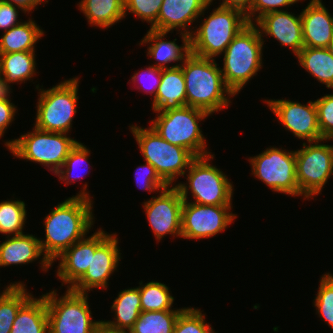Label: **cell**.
Returning a JSON list of instances; mask_svg holds the SVG:
<instances>
[{
    "mask_svg": "<svg viewBox=\"0 0 333 333\" xmlns=\"http://www.w3.org/2000/svg\"><path fill=\"white\" fill-rule=\"evenodd\" d=\"M87 187L85 182L77 195L57 204L44 218L45 240L39 238V242L51 264L65 250L88 235L94 224V201Z\"/></svg>",
    "mask_w": 333,
    "mask_h": 333,
    "instance_id": "cell-1",
    "label": "cell"
},
{
    "mask_svg": "<svg viewBox=\"0 0 333 333\" xmlns=\"http://www.w3.org/2000/svg\"><path fill=\"white\" fill-rule=\"evenodd\" d=\"M215 59L190 53L180 65L186 88V106L213 113L228 108L233 93L226 87Z\"/></svg>",
    "mask_w": 333,
    "mask_h": 333,
    "instance_id": "cell-2",
    "label": "cell"
},
{
    "mask_svg": "<svg viewBox=\"0 0 333 333\" xmlns=\"http://www.w3.org/2000/svg\"><path fill=\"white\" fill-rule=\"evenodd\" d=\"M264 40L258 27L249 23L223 53V68L220 69L226 87L234 96L262 69Z\"/></svg>",
    "mask_w": 333,
    "mask_h": 333,
    "instance_id": "cell-3",
    "label": "cell"
},
{
    "mask_svg": "<svg viewBox=\"0 0 333 333\" xmlns=\"http://www.w3.org/2000/svg\"><path fill=\"white\" fill-rule=\"evenodd\" d=\"M200 23L199 27H193L190 35L191 53L211 59L222 55L234 37L249 24L240 10L220 5Z\"/></svg>",
    "mask_w": 333,
    "mask_h": 333,
    "instance_id": "cell-4",
    "label": "cell"
},
{
    "mask_svg": "<svg viewBox=\"0 0 333 333\" xmlns=\"http://www.w3.org/2000/svg\"><path fill=\"white\" fill-rule=\"evenodd\" d=\"M212 159L214 154L196 157L183 175L187 177L188 183L179 182L174 185L184 201L203 205H232V182L220 168L210 164ZM188 194L192 196L193 201L188 199Z\"/></svg>",
    "mask_w": 333,
    "mask_h": 333,
    "instance_id": "cell-5",
    "label": "cell"
},
{
    "mask_svg": "<svg viewBox=\"0 0 333 333\" xmlns=\"http://www.w3.org/2000/svg\"><path fill=\"white\" fill-rule=\"evenodd\" d=\"M144 161L150 163L168 185L184 175L190 163L196 158L189 150L173 145L163 139L151 126L144 128L130 125Z\"/></svg>",
    "mask_w": 333,
    "mask_h": 333,
    "instance_id": "cell-6",
    "label": "cell"
},
{
    "mask_svg": "<svg viewBox=\"0 0 333 333\" xmlns=\"http://www.w3.org/2000/svg\"><path fill=\"white\" fill-rule=\"evenodd\" d=\"M157 113L151 120V127L167 142L189 150L195 157L210 155L206 138L199 122L208 116L207 112L191 106Z\"/></svg>",
    "mask_w": 333,
    "mask_h": 333,
    "instance_id": "cell-7",
    "label": "cell"
},
{
    "mask_svg": "<svg viewBox=\"0 0 333 333\" xmlns=\"http://www.w3.org/2000/svg\"><path fill=\"white\" fill-rule=\"evenodd\" d=\"M77 142L67 133L44 131L34 126L32 132L4 144L14 157L41 164L55 174Z\"/></svg>",
    "mask_w": 333,
    "mask_h": 333,
    "instance_id": "cell-8",
    "label": "cell"
},
{
    "mask_svg": "<svg viewBox=\"0 0 333 333\" xmlns=\"http://www.w3.org/2000/svg\"><path fill=\"white\" fill-rule=\"evenodd\" d=\"M79 78L64 80L52 88L40 89L36 85L38 102L34 126L50 132L69 133L77 113Z\"/></svg>",
    "mask_w": 333,
    "mask_h": 333,
    "instance_id": "cell-9",
    "label": "cell"
},
{
    "mask_svg": "<svg viewBox=\"0 0 333 333\" xmlns=\"http://www.w3.org/2000/svg\"><path fill=\"white\" fill-rule=\"evenodd\" d=\"M56 289L43 294L47 306L49 333H96L101 320H92L88 293L67 288L58 297Z\"/></svg>",
    "mask_w": 333,
    "mask_h": 333,
    "instance_id": "cell-10",
    "label": "cell"
},
{
    "mask_svg": "<svg viewBox=\"0 0 333 333\" xmlns=\"http://www.w3.org/2000/svg\"><path fill=\"white\" fill-rule=\"evenodd\" d=\"M324 141L330 139L303 142L302 148L295 151L296 178L303 200L315 198L333 176V145L324 144Z\"/></svg>",
    "mask_w": 333,
    "mask_h": 333,
    "instance_id": "cell-11",
    "label": "cell"
},
{
    "mask_svg": "<svg viewBox=\"0 0 333 333\" xmlns=\"http://www.w3.org/2000/svg\"><path fill=\"white\" fill-rule=\"evenodd\" d=\"M248 161L252 166L251 174L265 183L272 192L299 196L295 150L270 146L262 153L249 157Z\"/></svg>",
    "mask_w": 333,
    "mask_h": 333,
    "instance_id": "cell-12",
    "label": "cell"
},
{
    "mask_svg": "<svg viewBox=\"0 0 333 333\" xmlns=\"http://www.w3.org/2000/svg\"><path fill=\"white\" fill-rule=\"evenodd\" d=\"M232 205H203L184 201L181 211V238H211L227 229L236 215Z\"/></svg>",
    "mask_w": 333,
    "mask_h": 333,
    "instance_id": "cell-13",
    "label": "cell"
},
{
    "mask_svg": "<svg viewBox=\"0 0 333 333\" xmlns=\"http://www.w3.org/2000/svg\"><path fill=\"white\" fill-rule=\"evenodd\" d=\"M184 200L173 185L163 189L156 196L143 202L144 212L155 240L158 242L171 235L181 238V211ZM176 235V236H175Z\"/></svg>",
    "mask_w": 333,
    "mask_h": 333,
    "instance_id": "cell-14",
    "label": "cell"
},
{
    "mask_svg": "<svg viewBox=\"0 0 333 333\" xmlns=\"http://www.w3.org/2000/svg\"><path fill=\"white\" fill-rule=\"evenodd\" d=\"M267 107L277 116L278 121L293 135L307 142L320 141L321 132L318 126V116L315 101L301 104L287 99L263 100Z\"/></svg>",
    "mask_w": 333,
    "mask_h": 333,
    "instance_id": "cell-15",
    "label": "cell"
},
{
    "mask_svg": "<svg viewBox=\"0 0 333 333\" xmlns=\"http://www.w3.org/2000/svg\"><path fill=\"white\" fill-rule=\"evenodd\" d=\"M116 233L110 234L91 252V261L85 274L70 288L79 293H88L93 289H107L111 275L117 271L121 260Z\"/></svg>",
    "mask_w": 333,
    "mask_h": 333,
    "instance_id": "cell-16",
    "label": "cell"
},
{
    "mask_svg": "<svg viewBox=\"0 0 333 333\" xmlns=\"http://www.w3.org/2000/svg\"><path fill=\"white\" fill-rule=\"evenodd\" d=\"M101 229H97L91 236L86 235L55 259L59 260L56 275L62 281V286L67 284L66 288H71L85 274L90 265L91 252H95L110 235Z\"/></svg>",
    "mask_w": 333,
    "mask_h": 333,
    "instance_id": "cell-17",
    "label": "cell"
},
{
    "mask_svg": "<svg viewBox=\"0 0 333 333\" xmlns=\"http://www.w3.org/2000/svg\"><path fill=\"white\" fill-rule=\"evenodd\" d=\"M210 5L209 0H163L157 22L151 29L165 32L177 30L178 34L190 36L194 30L191 25L196 19L197 22L202 19Z\"/></svg>",
    "mask_w": 333,
    "mask_h": 333,
    "instance_id": "cell-18",
    "label": "cell"
},
{
    "mask_svg": "<svg viewBox=\"0 0 333 333\" xmlns=\"http://www.w3.org/2000/svg\"><path fill=\"white\" fill-rule=\"evenodd\" d=\"M295 15L287 10L273 11L264 14L254 24L262 38L268 35L274 37L281 46H287L296 56L304 47V43L301 15Z\"/></svg>",
    "mask_w": 333,
    "mask_h": 333,
    "instance_id": "cell-19",
    "label": "cell"
},
{
    "mask_svg": "<svg viewBox=\"0 0 333 333\" xmlns=\"http://www.w3.org/2000/svg\"><path fill=\"white\" fill-rule=\"evenodd\" d=\"M170 32L159 31L149 28L146 35L139 42L140 46L150 44L147 47V56L155 59V64L151 66L159 69L174 68L180 66L185 58L191 53L190 36L181 33L182 44H176V38L173 41L165 40V36ZM171 62H177L176 65H167ZM178 62H180L178 64ZM170 66V67H169Z\"/></svg>",
    "mask_w": 333,
    "mask_h": 333,
    "instance_id": "cell-20",
    "label": "cell"
},
{
    "mask_svg": "<svg viewBox=\"0 0 333 333\" xmlns=\"http://www.w3.org/2000/svg\"><path fill=\"white\" fill-rule=\"evenodd\" d=\"M300 15L304 47L327 48L333 39V15L322 0H310Z\"/></svg>",
    "mask_w": 333,
    "mask_h": 333,
    "instance_id": "cell-21",
    "label": "cell"
},
{
    "mask_svg": "<svg viewBox=\"0 0 333 333\" xmlns=\"http://www.w3.org/2000/svg\"><path fill=\"white\" fill-rule=\"evenodd\" d=\"M0 243V268L13 265H26L40 259L42 271L47 272L52 264L44 256L39 238L33 234L8 236ZM41 256V257H40Z\"/></svg>",
    "mask_w": 333,
    "mask_h": 333,
    "instance_id": "cell-22",
    "label": "cell"
},
{
    "mask_svg": "<svg viewBox=\"0 0 333 333\" xmlns=\"http://www.w3.org/2000/svg\"><path fill=\"white\" fill-rule=\"evenodd\" d=\"M152 102L153 112L186 106L185 79L180 66L161 69V82Z\"/></svg>",
    "mask_w": 333,
    "mask_h": 333,
    "instance_id": "cell-23",
    "label": "cell"
},
{
    "mask_svg": "<svg viewBox=\"0 0 333 333\" xmlns=\"http://www.w3.org/2000/svg\"><path fill=\"white\" fill-rule=\"evenodd\" d=\"M110 307L115 320H101L102 323L108 328L129 332L142 312L139 288L121 290Z\"/></svg>",
    "mask_w": 333,
    "mask_h": 333,
    "instance_id": "cell-24",
    "label": "cell"
},
{
    "mask_svg": "<svg viewBox=\"0 0 333 333\" xmlns=\"http://www.w3.org/2000/svg\"><path fill=\"white\" fill-rule=\"evenodd\" d=\"M77 5L90 26L104 30L125 18L124 0H81Z\"/></svg>",
    "mask_w": 333,
    "mask_h": 333,
    "instance_id": "cell-25",
    "label": "cell"
},
{
    "mask_svg": "<svg viewBox=\"0 0 333 333\" xmlns=\"http://www.w3.org/2000/svg\"><path fill=\"white\" fill-rule=\"evenodd\" d=\"M10 333H49L45 297L32 296L18 311Z\"/></svg>",
    "mask_w": 333,
    "mask_h": 333,
    "instance_id": "cell-26",
    "label": "cell"
},
{
    "mask_svg": "<svg viewBox=\"0 0 333 333\" xmlns=\"http://www.w3.org/2000/svg\"><path fill=\"white\" fill-rule=\"evenodd\" d=\"M44 31L31 19L21 22L2 33L0 53L35 51L36 42L44 35Z\"/></svg>",
    "mask_w": 333,
    "mask_h": 333,
    "instance_id": "cell-27",
    "label": "cell"
},
{
    "mask_svg": "<svg viewBox=\"0 0 333 333\" xmlns=\"http://www.w3.org/2000/svg\"><path fill=\"white\" fill-rule=\"evenodd\" d=\"M299 65L302 66L318 82L333 88V56L327 48L303 47L296 55Z\"/></svg>",
    "mask_w": 333,
    "mask_h": 333,
    "instance_id": "cell-28",
    "label": "cell"
},
{
    "mask_svg": "<svg viewBox=\"0 0 333 333\" xmlns=\"http://www.w3.org/2000/svg\"><path fill=\"white\" fill-rule=\"evenodd\" d=\"M36 51L0 53V75L11 83H25L36 75Z\"/></svg>",
    "mask_w": 333,
    "mask_h": 333,
    "instance_id": "cell-29",
    "label": "cell"
},
{
    "mask_svg": "<svg viewBox=\"0 0 333 333\" xmlns=\"http://www.w3.org/2000/svg\"><path fill=\"white\" fill-rule=\"evenodd\" d=\"M24 282H12L0 296V333H10L19 309L33 296Z\"/></svg>",
    "mask_w": 333,
    "mask_h": 333,
    "instance_id": "cell-30",
    "label": "cell"
},
{
    "mask_svg": "<svg viewBox=\"0 0 333 333\" xmlns=\"http://www.w3.org/2000/svg\"><path fill=\"white\" fill-rule=\"evenodd\" d=\"M184 309L141 312L129 333H173L176 320Z\"/></svg>",
    "mask_w": 333,
    "mask_h": 333,
    "instance_id": "cell-31",
    "label": "cell"
},
{
    "mask_svg": "<svg viewBox=\"0 0 333 333\" xmlns=\"http://www.w3.org/2000/svg\"><path fill=\"white\" fill-rule=\"evenodd\" d=\"M139 295L141 299L142 312L146 311H163L172 309L174 296L170 293L169 287L158 281H150L143 284L139 282Z\"/></svg>",
    "mask_w": 333,
    "mask_h": 333,
    "instance_id": "cell-32",
    "label": "cell"
},
{
    "mask_svg": "<svg viewBox=\"0 0 333 333\" xmlns=\"http://www.w3.org/2000/svg\"><path fill=\"white\" fill-rule=\"evenodd\" d=\"M26 204L21 200H10L0 202V233L8 236L24 234L26 226L27 210Z\"/></svg>",
    "mask_w": 333,
    "mask_h": 333,
    "instance_id": "cell-33",
    "label": "cell"
},
{
    "mask_svg": "<svg viewBox=\"0 0 333 333\" xmlns=\"http://www.w3.org/2000/svg\"><path fill=\"white\" fill-rule=\"evenodd\" d=\"M89 155V148L83 145V143L77 142L76 145L70 150L63 166L54 175L59 177L62 182H65V185L72 184L82 177L84 178V175H80L74 172H77L79 167L82 168L81 165L86 168L87 172L88 167H90L88 166L90 164V161L88 160V157H90Z\"/></svg>",
    "mask_w": 333,
    "mask_h": 333,
    "instance_id": "cell-34",
    "label": "cell"
},
{
    "mask_svg": "<svg viewBox=\"0 0 333 333\" xmlns=\"http://www.w3.org/2000/svg\"><path fill=\"white\" fill-rule=\"evenodd\" d=\"M319 283L313 305L316 307V314L333 329V275L326 272Z\"/></svg>",
    "mask_w": 333,
    "mask_h": 333,
    "instance_id": "cell-35",
    "label": "cell"
},
{
    "mask_svg": "<svg viewBox=\"0 0 333 333\" xmlns=\"http://www.w3.org/2000/svg\"><path fill=\"white\" fill-rule=\"evenodd\" d=\"M205 315L201 309L185 307L176 320L173 333H216L205 321Z\"/></svg>",
    "mask_w": 333,
    "mask_h": 333,
    "instance_id": "cell-36",
    "label": "cell"
},
{
    "mask_svg": "<svg viewBox=\"0 0 333 333\" xmlns=\"http://www.w3.org/2000/svg\"><path fill=\"white\" fill-rule=\"evenodd\" d=\"M163 0H124V14L133 13L140 20L150 24V28L157 22Z\"/></svg>",
    "mask_w": 333,
    "mask_h": 333,
    "instance_id": "cell-37",
    "label": "cell"
},
{
    "mask_svg": "<svg viewBox=\"0 0 333 333\" xmlns=\"http://www.w3.org/2000/svg\"><path fill=\"white\" fill-rule=\"evenodd\" d=\"M318 126L323 139L333 138V92L315 100Z\"/></svg>",
    "mask_w": 333,
    "mask_h": 333,
    "instance_id": "cell-38",
    "label": "cell"
},
{
    "mask_svg": "<svg viewBox=\"0 0 333 333\" xmlns=\"http://www.w3.org/2000/svg\"><path fill=\"white\" fill-rule=\"evenodd\" d=\"M137 171V172H136ZM135 182L141 190H148L149 193L160 192L168 185L160 178L155 168L148 162L140 165L135 170Z\"/></svg>",
    "mask_w": 333,
    "mask_h": 333,
    "instance_id": "cell-39",
    "label": "cell"
},
{
    "mask_svg": "<svg viewBox=\"0 0 333 333\" xmlns=\"http://www.w3.org/2000/svg\"><path fill=\"white\" fill-rule=\"evenodd\" d=\"M299 1L302 0H253L251 10L246 14V18L249 23H254L266 13L283 11L282 7H289Z\"/></svg>",
    "mask_w": 333,
    "mask_h": 333,
    "instance_id": "cell-40",
    "label": "cell"
},
{
    "mask_svg": "<svg viewBox=\"0 0 333 333\" xmlns=\"http://www.w3.org/2000/svg\"><path fill=\"white\" fill-rule=\"evenodd\" d=\"M142 78H145L147 82L143 81V83L145 82V84L141 83L140 86H136V88L142 90L143 92L145 91L146 94L149 93L150 95H153L152 97L154 99L161 82V69L149 65L145 69H141L139 72L137 71L130 79L135 85L136 83H138V81L144 80ZM148 82L149 84H147Z\"/></svg>",
    "mask_w": 333,
    "mask_h": 333,
    "instance_id": "cell-41",
    "label": "cell"
},
{
    "mask_svg": "<svg viewBox=\"0 0 333 333\" xmlns=\"http://www.w3.org/2000/svg\"><path fill=\"white\" fill-rule=\"evenodd\" d=\"M18 9L26 14L20 7L0 0V29L7 31L21 23Z\"/></svg>",
    "mask_w": 333,
    "mask_h": 333,
    "instance_id": "cell-42",
    "label": "cell"
},
{
    "mask_svg": "<svg viewBox=\"0 0 333 333\" xmlns=\"http://www.w3.org/2000/svg\"><path fill=\"white\" fill-rule=\"evenodd\" d=\"M17 106L13 102L0 101V138H2L9 128L12 121L15 120Z\"/></svg>",
    "mask_w": 333,
    "mask_h": 333,
    "instance_id": "cell-43",
    "label": "cell"
},
{
    "mask_svg": "<svg viewBox=\"0 0 333 333\" xmlns=\"http://www.w3.org/2000/svg\"><path fill=\"white\" fill-rule=\"evenodd\" d=\"M213 1L214 0H209L210 3ZM252 3L253 0H222L220 6L240 10L246 15L251 10Z\"/></svg>",
    "mask_w": 333,
    "mask_h": 333,
    "instance_id": "cell-44",
    "label": "cell"
},
{
    "mask_svg": "<svg viewBox=\"0 0 333 333\" xmlns=\"http://www.w3.org/2000/svg\"><path fill=\"white\" fill-rule=\"evenodd\" d=\"M12 5L20 7L25 13L30 14L32 13L33 9L39 6V4H43V1L48 3V0H1Z\"/></svg>",
    "mask_w": 333,
    "mask_h": 333,
    "instance_id": "cell-45",
    "label": "cell"
},
{
    "mask_svg": "<svg viewBox=\"0 0 333 333\" xmlns=\"http://www.w3.org/2000/svg\"><path fill=\"white\" fill-rule=\"evenodd\" d=\"M11 82L0 75V101L11 102Z\"/></svg>",
    "mask_w": 333,
    "mask_h": 333,
    "instance_id": "cell-46",
    "label": "cell"
},
{
    "mask_svg": "<svg viewBox=\"0 0 333 333\" xmlns=\"http://www.w3.org/2000/svg\"><path fill=\"white\" fill-rule=\"evenodd\" d=\"M96 333H129V332H127V331H120V330H114V329L108 328L103 323H101L98 326V329H97Z\"/></svg>",
    "mask_w": 333,
    "mask_h": 333,
    "instance_id": "cell-47",
    "label": "cell"
},
{
    "mask_svg": "<svg viewBox=\"0 0 333 333\" xmlns=\"http://www.w3.org/2000/svg\"><path fill=\"white\" fill-rule=\"evenodd\" d=\"M327 49H328V51L330 52V54L333 56V39H332L331 42L329 43Z\"/></svg>",
    "mask_w": 333,
    "mask_h": 333,
    "instance_id": "cell-48",
    "label": "cell"
}]
</instances>
